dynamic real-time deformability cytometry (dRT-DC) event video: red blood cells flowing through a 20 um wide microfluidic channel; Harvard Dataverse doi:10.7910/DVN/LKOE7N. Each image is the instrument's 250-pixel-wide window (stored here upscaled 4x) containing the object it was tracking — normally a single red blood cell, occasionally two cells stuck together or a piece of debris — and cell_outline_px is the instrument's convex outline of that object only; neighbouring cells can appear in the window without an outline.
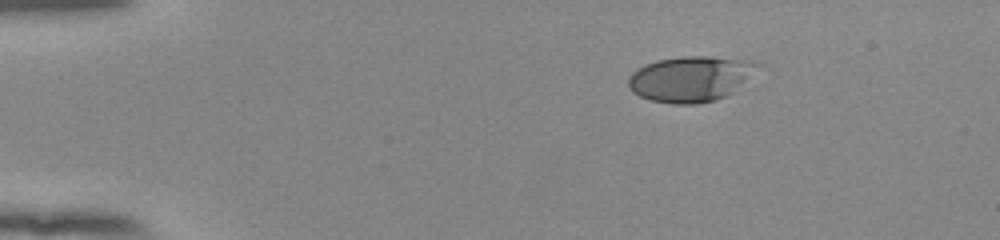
{"species": "human", "species_latin": "Homo sapiens", "temperature_condition": "room temperature", "stored_images_in_passage": 46, "camera_frame_rate_fps": 3000, "um_per_image_px": 0.085, "donor": {"sex": "female"}, "frame": {"image": 1, "passage_image": 1, "time_ms": 0.0, "image_size_px": [1000, 240], "cell_outline_px": [[764, 64], [728, 96], [716, 100], [696, 104], [672, 104], [648, 100], [632, 92], [628, 88], [628, 76], [632, 72], [644, 64], [656, 60], [684, 56], [708, 56], [752, 60]], "centroid_in_image_um": [58.7, 6.7], "position_along_channel_um": 26.3, "area_um2": 34.8}}
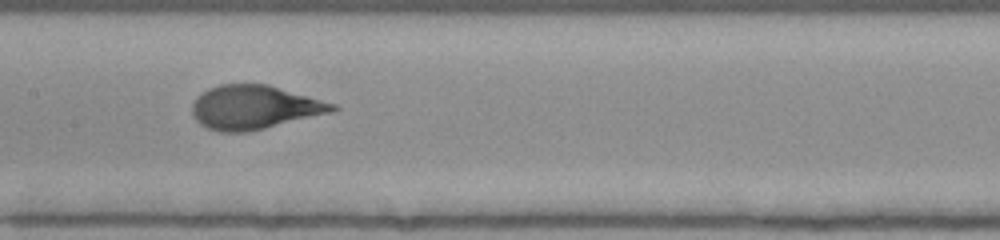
{"frame": {"image": 2, "passage_image": 20, "time_ms": 6.333, "image_size_px": [1000, 240], "cell_outline_px": [[340, 108], [332, 112], [248, 132], [220, 132], [208, 128], [200, 124], [192, 116], [192, 104], [196, 96], [208, 88], [220, 84], [268, 84], [336, 104]], "centroid_in_image_um": [21.59, 9.12], "position_along_channel_um": 185.8, "area_um2": 35.89}}
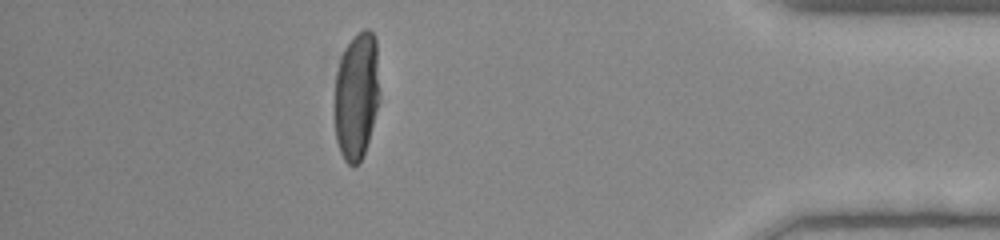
{"frame": {"image": 3, "passage_image": 40, "time_ms": 13.0, "image_size_px": [1000, 240], "cell_outline_px": [[380, 92], [368, 140], [364, 152], [360, 160], [356, 164], [348, 164], [344, 160], [340, 152], [336, 140], [332, 112], [336, 72], [340, 60], [348, 44], [356, 32], [364, 28], [368, 28], [372, 32], [376, 40], [380, 88]], "centroid_in_image_um": [30.27, 8.11], "position_along_channel_um": 404.9, "area_um2": 33.93}, "authors_computed_cell_mechanics": {"area_um2": 34.7956, "velocity_mm_per_s": 3.8626, "shape_relaxation_time_tau1_ms": 3.8778, "shape_relaxation_time_tau2_ms": null, "deformation_change_tau1": 0.2075, "deformation_change_tau2": null}}